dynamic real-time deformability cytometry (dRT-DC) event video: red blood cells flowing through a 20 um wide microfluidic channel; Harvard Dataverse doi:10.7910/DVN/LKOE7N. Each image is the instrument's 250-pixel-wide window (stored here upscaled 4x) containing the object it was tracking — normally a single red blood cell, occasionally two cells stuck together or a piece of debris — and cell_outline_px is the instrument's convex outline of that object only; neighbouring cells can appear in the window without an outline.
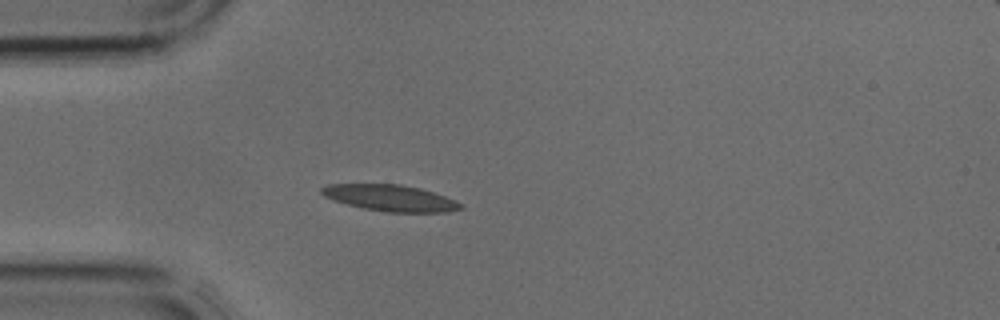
{"species": "common noctule bat (a hibernating species)", "species_latin": "Nyctalus noctula", "temperature_condition": "cold", "stored_images_in_passage": 2, "camera_frame_rate_fps": 3000, "um_per_image_px": 0.085, "animal": {"sex": "male", "body_mass_g": 17.9, "forearm_length_mm": 54.2}, "frame": {"image": 1, "passage_image": 2, "time_ms": 0.333, "image_size_px": [1000, 320], "cell_outline_px": [[464, 208], [444, 212], [388, 212], [364, 208], [348, 204], [324, 196], [320, 192], [320, 188], [328, 184], [400, 184], [420, 188], [444, 196], [464, 204]], "centroid_in_image_um": [33.19, 16.82], "position_along_channel_um": 51.8, "area_um2": 21.1}}